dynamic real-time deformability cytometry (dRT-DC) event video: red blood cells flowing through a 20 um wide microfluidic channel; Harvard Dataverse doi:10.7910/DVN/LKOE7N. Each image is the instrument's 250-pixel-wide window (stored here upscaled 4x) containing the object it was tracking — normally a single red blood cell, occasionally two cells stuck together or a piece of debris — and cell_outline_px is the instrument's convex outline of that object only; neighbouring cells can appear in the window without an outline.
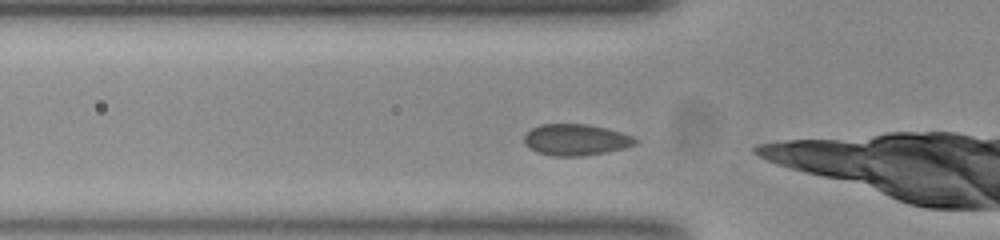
{"species": "common noctule bat (a hibernating species)", "species_latin": "Nyctalus noctula", "temperature_condition": "room temperature", "stored_images_in_passage": 6, "camera_frame_rate_fps": 3000, "um_per_image_px": 0.085, "animal": {"sex": "female", "body_mass_g": 23.0, "forearm_length_mm": 53.4}, "frame": {"image": 1, "passage_image": 2, "time_ms": 0.333, "image_size_px": [1000, 240], "cell_outline_px": [[636, 144], [624, 148], [584, 156], [552, 156], [536, 152], [524, 140], [524, 136], [532, 128], [540, 124], [588, 124], [620, 132], [632, 136], [636, 140]], "centroid_in_image_um": [48.94, 11.88], "position_along_channel_um": 76.9, "area_um2": 20.0}}
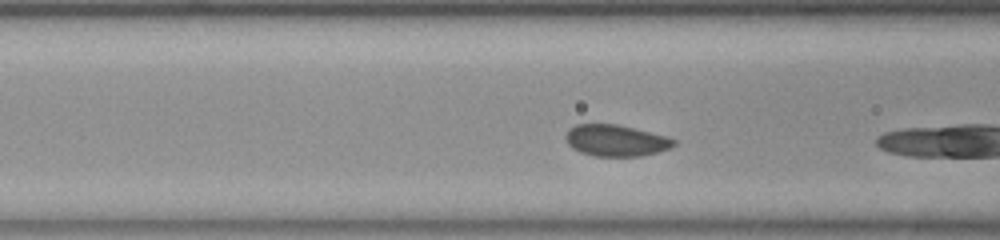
{"frame": {"image": 2, "passage_image": 5, "time_ms": 1.333, "image_size_px": [1000, 240], "cell_outline_px": [[676, 144], [668, 148], [656, 152], [640, 156], [592, 156], [580, 152], [568, 144], [568, 132], [576, 124], [616, 124], [664, 136], [676, 140]], "centroid_in_image_um": [52.35, 11.95], "position_along_channel_um": 114.2, "area_um2": 19.25}}